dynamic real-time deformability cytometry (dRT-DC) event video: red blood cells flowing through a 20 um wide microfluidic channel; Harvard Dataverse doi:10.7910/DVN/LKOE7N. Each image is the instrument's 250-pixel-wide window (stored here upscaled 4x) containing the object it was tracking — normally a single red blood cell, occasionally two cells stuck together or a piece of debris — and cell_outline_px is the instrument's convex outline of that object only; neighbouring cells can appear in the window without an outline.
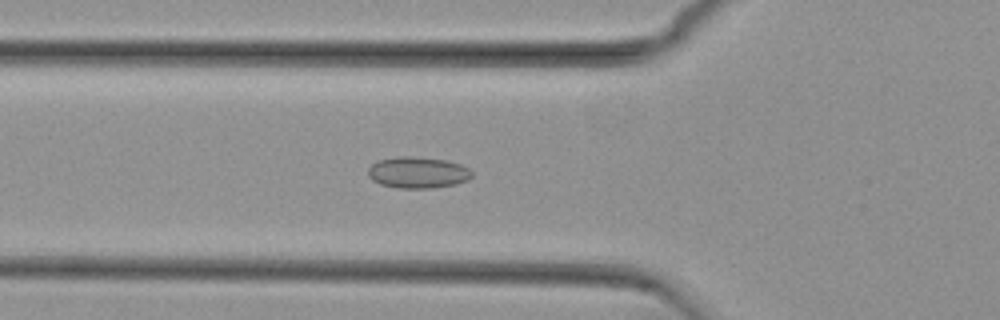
{"species": "common noctule bat (a hibernating species)", "species_latin": "Nyctalus noctula", "temperature_condition": "cold", "stored_images_in_passage": 42, "camera_frame_rate_fps": 3000, "um_per_image_px": 0.085, "animal": {"sex": "female", "body_mass_g": 29.2, "forearm_length_mm": 56.3}, "frame": {"image": 1, "passage_image": 7, "time_ms": 2.0, "image_size_px": [1000, 320], "cell_outline_px": [[472, 176], [468, 180], [456, 184], [432, 188], [400, 188], [380, 184], [372, 180], [368, 176], [368, 168], [372, 164], [380, 160], [396, 156], [412, 156], [448, 160], [460, 164], [468, 168], [472, 172]], "centroid_in_image_um": [35.52, 14.66], "position_along_channel_um": 90.3, "area_um2": 19.07}}
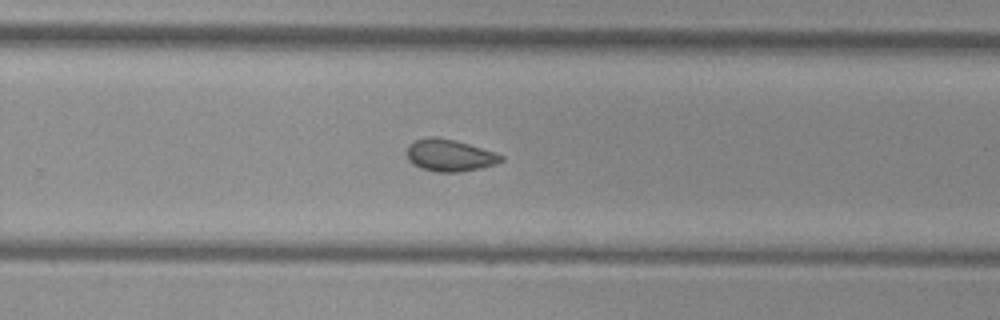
{"frame": {"image": 2, "passage_image": 23, "time_ms": 7.333, "image_size_px": [1000, 320], "cell_outline_px": [[504, 160], [496, 164], [480, 168], [460, 172], [436, 172], [420, 168], [412, 164], [408, 160], [408, 144], [416, 140], [428, 136], [436, 136], [456, 140], [496, 152], [504, 156]], "centroid_in_image_um": [38.23, 13.2], "position_along_channel_um": 291.6, "area_um2": 17.8}}
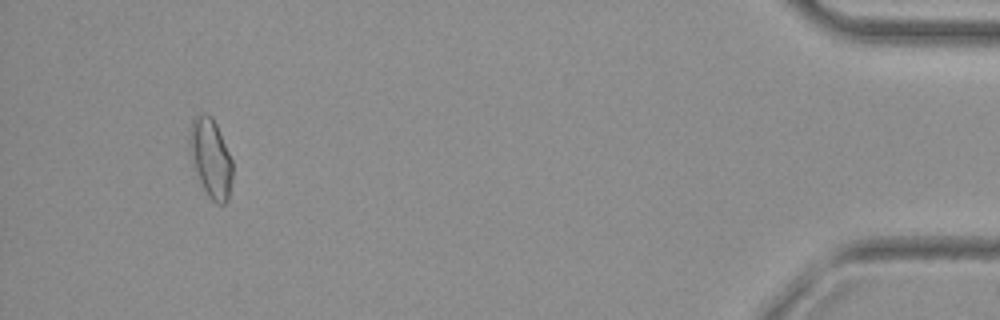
{"frame": {"image": 3, "passage_image": 39, "time_ms": 12.667, "image_size_px": [1000, 320], "cell_outline_px": [[232, 180], [228, 200], [224, 204], [216, 204], [204, 192], [192, 164], [188, 148], [188, 128], [192, 120], [196, 116], [212, 116], [216, 124], [232, 160]], "centroid_in_image_um": [17.88, 13.48], "position_along_channel_um": 417.3, "area_um2": 19.94}, "authors_computed_cell_mechanics": {"area_um2": 17.6868, "velocity_mm_per_s": 3.7722, "shape_relaxation_time_tau1_ms": null, "shape_relaxation_time_tau2_ms": 2.6524, "deformation_change_tau1": null, "deformation_change_tau2": 0.0767}}